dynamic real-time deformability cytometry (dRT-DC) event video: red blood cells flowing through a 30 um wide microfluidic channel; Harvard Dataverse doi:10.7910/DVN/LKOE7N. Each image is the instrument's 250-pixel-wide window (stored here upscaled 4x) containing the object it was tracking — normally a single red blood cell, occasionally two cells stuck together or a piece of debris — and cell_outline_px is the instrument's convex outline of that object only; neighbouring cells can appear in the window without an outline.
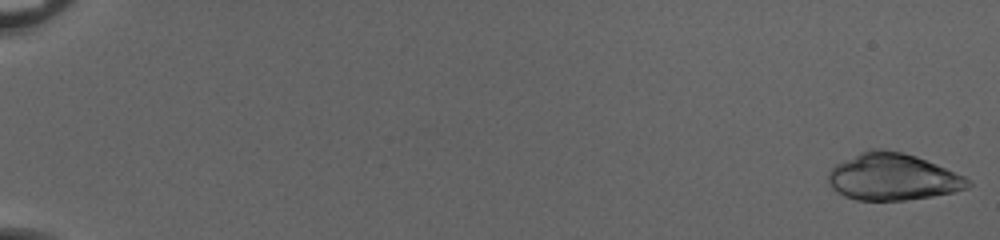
{"species": "common noctule bat (a hibernating species)", "species_latin": "Nyctalus noctula", "temperature_condition": "cold", "stored_images_in_passage": 15, "camera_frame_rate_fps": 3000, "um_per_image_px": 0.085, "animal": {"sex": "female", "body_mass_g": 20.0, "forearm_length_mm": 54.0}, "frame": {"image": 1, "passage_image": 1, "time_ms": 0.0, "image_size_px": [1000, 240], "cell_outline_px": [[972, 184], [968, 188], [952, 192], [932, 196], [908, 200], [856, 200], [844, 196], [836, 192], [832, 188], [828, 180], [828, 172], [836, 164], [868, 148], [884, 148], [916, 156], [936, 164], [964, 176]], "centroid_in_image_um": [75.85, 15.03], "position_along_channel_um": 9.1, "area_um2": 38.09}}